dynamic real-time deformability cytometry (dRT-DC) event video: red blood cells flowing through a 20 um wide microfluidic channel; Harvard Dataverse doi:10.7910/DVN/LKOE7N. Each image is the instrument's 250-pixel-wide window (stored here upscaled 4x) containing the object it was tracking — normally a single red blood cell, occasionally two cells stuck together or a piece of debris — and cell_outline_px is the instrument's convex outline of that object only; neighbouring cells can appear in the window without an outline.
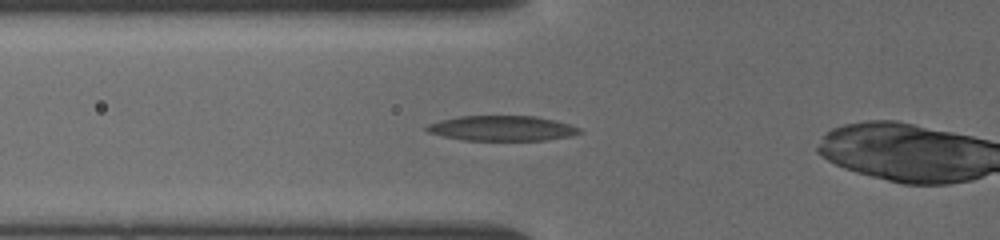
{"species": "common noctule bat (a hibernating species)", "species_latin": "Nyctalus noctula", "temperature_condition": "cold", "stored_images_in_passage": 12, "camera_frame_rate_fps": 3000, "um_per_image_px": 0.085, "animal": {"sex": "female", "body_mass_g": 19.5, "forearm_length_mm": 54.1}, "frame": {"image": 1, "passage_image": 4, "time_ms": 1.0, "image_size_px": [1000, 240], "cell_outline_px": [[584, 132], [572, 136], [544, 140], [464, 140], [444, 136], [428, 132], [424, 128], [428, 124], [440, 120], [460, 116], [532, 116], [552, 120], [568, 124], [580, 128]], "centroid_in_image_um": [42.67, 10.91], "position_along_channel_um": 83.1, "area_um2": 22.2}}
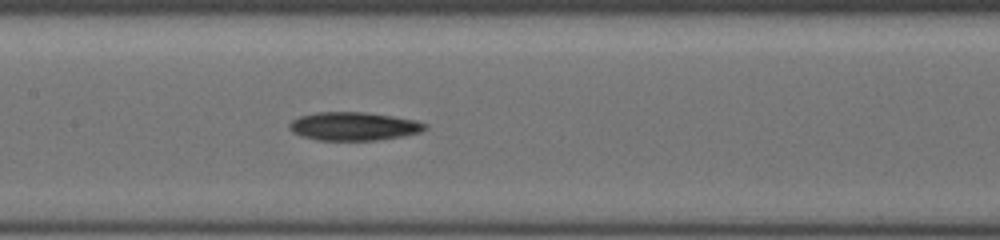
{"frame": {"image": 2, "passage_image": 9, "time_ms": 3.333, "image_size_px": [1000, 240], "cell_outline_px": [[428, 128], [420, 132], [400, 136], [376, 140], [320, 140], [300, 136], [292, 132], [288, 128], [288, 124], [292, 120], [300, 116], [320, 112], [360, 112], [392, 116], [416, 120], [428, 124]], "centroid_in_image_um": [30.05, 10.73], "position_along_channel_um": 177.3, "area_um2": 22.31}}
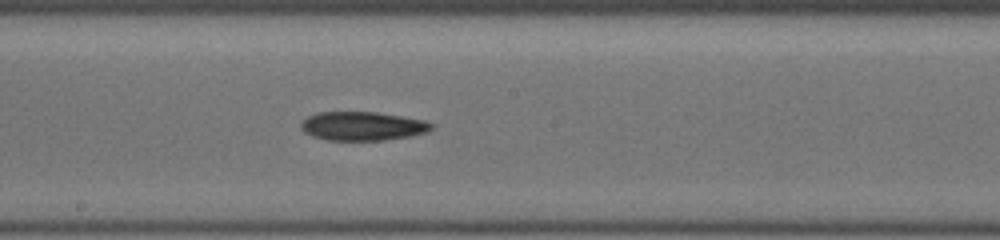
{"frame": {"image": 3, "passage_image": 12, "time_ms": 4.333, "image_size_px": [1000, 240], "cell_outline_px": [[432, 128], [428, 132], [412, 136], [384, 140], [328, 140], [312, 136], [304, 132], [300, 128], [300, 124], [308, 116], [316, 112], [376, 112], [424, 120], [432, 124]], "centroid_in_image_um": [30.8, 10.72], "position_along_channel_um": 217.4, "area_um2": 21.91}}